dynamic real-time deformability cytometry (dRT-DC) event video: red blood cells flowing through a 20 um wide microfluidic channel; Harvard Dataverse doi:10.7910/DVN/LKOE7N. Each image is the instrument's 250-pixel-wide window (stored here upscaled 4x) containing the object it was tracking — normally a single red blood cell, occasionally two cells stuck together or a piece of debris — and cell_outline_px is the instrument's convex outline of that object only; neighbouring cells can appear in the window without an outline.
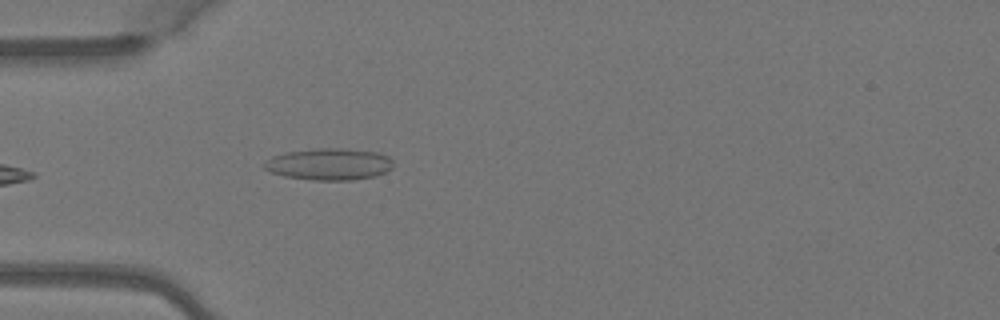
{"species": "Egyptian fruit bat (a non-hibernating species)", "species_latin": "Rousettus aegyptiacus", "temperature_condition": "warm", "stored_images_in_passage": 1, "camera_frame_rate_fps": 3000, "um_per_image_px": 0.085, "animal": {"sex": "female"}, "frame": {"image": 1, "passage_image": 1, "time_ms": 0.0, "image_size_px": [1000, 320], "cell_outline_px": [[392, 168], [388, 172], [376, 176], [352, 180], [312, 180], [284, 176], [272, 172], [264, 168], [264, 164], [272, 156], [284, 152], [320, 148], [340, 148], [376, 152], [388, 156], [392, 160]], "centroid_in_image_um": [28.0, 13.96], "position_along_channel_um": 57.0, "area_um2": 23.87}}